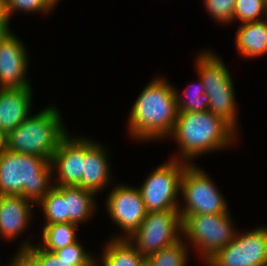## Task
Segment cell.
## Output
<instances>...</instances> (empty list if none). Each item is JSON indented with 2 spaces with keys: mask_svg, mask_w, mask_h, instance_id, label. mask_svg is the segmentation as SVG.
<instances>
[{
  "mask_svg": "<svg viewBox=\"0 0 267 266\" xmlns=\"http://www.w3.org/2000/svg\"><path fill=\"white\" fill-rule=\"evenodd\" d=\"M131 109L127 127L132 138L151 141L168 137L179 112L173 85L164 77L153 79Z\"/></svg>",
  "mask_w": 267,
  "mask_h": 266,
  "instance_id": "1",
  "label": "cell"
},
{
  "mask_svg": "<svg viewBox=\"0 0 267 266\" xmlns=\"http://www.w3.org/2000/svg\"><path fill=\"white\" fill-rule=\"evenodd\" d=\"M236 130L224 119L209 110L203 112H178L172 133L180 148L176 160L189 164L207 152L220 150L235 142Z\"/></svg>",
  "mask_w": 267,
  "mask_h": 266,
  "instance_id": "2",
  "label": "cell"
},
{
  "mask_svg": "<svg viewBox=\"0 0 267 266\" xmlns=\"http://www.w3.org/2000/svg\"><path fill=\"white\" fill-rule=\"evenodd\" d=\"M53 172L46 158L4 148L0 154V195H20L37 204L54 187L50 183Z\"/></svg>",
  "mask_w": 267,
  "mask_h": 266,
  "instance_id": "3",
  "label": "cell"
},
{
  "mask_svg": "<svg viewBox=\"0 0 267 266\" xmlns=\"http://www.w3.org/2000/svg\"><path fill=\"white\" fill-rule=\"evenodd\" d=\"M68 134L62 123L60 111L49 106L41 112L29 115L5 139V148L10 152L37 155L49 161Z\"/></svg>",
  "mask_w": 267,
  "mask_h": 266,
  "instance_id": "4",
  "label": "cell"
},
{
  "mask_svg": "<svg viewBox=\"0 0 267 266\" xmlns=\"http://www.w3.org/2000/svg\"><path fill=\"white\" fill-rule=\"evenodd\" d=\"M195 61L199 78L209 98L208 110L227 121L238 132L235 91L225 63L211 51H203Z\"/></svg>",
  "mask_w": 267,
  "mask_h": 266,
  "instance_id": "5",
  "label": "cell"
},
{
  "mask_svg": "<svg viewBox=\"0 0 267 266\" xmlns=\"http://www.w3.org/2000/svg\"><path fill=\"white\" fill-rule=\"evenodd\" d=\"M230 212L219 214L180 215L182 235L198 248L206 262L217 251L228 245L236 236Z\"/></svg>",
  "mask_w": 267,
  "mask_h": 266,
  "instance_id": "6",
  "label": "cell"
},
{
  "mask_svg": "<svg viewBox=\"0 0 267 266\" xmlns=\"http://www.w3.org/2000/svg\"><path fill=\"white\" fill-rule=\"evenodd\" d=\"M180 192L185 201L183 207H178L180 215H213L229 212L225 198L213 180L204 170L192 163L185 166Z\"/></svg>",
  "mask_w": 267,
  "mask_h": 266,
  "instance_id": "7",
  "label": "cell"
},
{
  "mask_svg": "<svg viewBox=\"0 0 267 266\" xmlns=\"http://www.w3.org/2000/svg\"><path fill=\"white\" fill-rule=\"evenodd\" d=\"M182 236L178 209L147 212L140 227L127 239L145 258L177 243Z\"/></svg>",
  "mask_w": 267,
  "mask_h": 266,
  "instance_id": "8",
  "label": "cell"
},
{
  "mask_svg": "<svg viewBox=\"0 0 267 266\" xmlns=\"http://www.w3.org/2000/svg\"><path fill=\"white\" fill-rule=\"evenodd\" d=\"M187 162L170 159L158 166L138 190L147 212L179 209L180 183Z\"/></svg>",
  "mask_w": 267,
  "mask_h": 266,
  "instance_id": "9",
  "label": "cell"
},
{
  "mask_svg": "<svg viewBox=\"0 0 267 266\" xmlns=\"http://www.w3.org/2000/svg\"><path fill=\"white\" fill-rule=\"evenodd\" d=\"M235 238L204 264L207 266H267V228L257 227Z\"/></svg>",
  "mask_w": 267,
  "mask_h": 266,
  "instance_id": "10",
  "label": "cell"
},
{
  "mask_svg": "<svg viewBox=\"0 0 267 266\" xmlns=\"http://www.w3.org/2000/svg\"><path fill=\"white\" fill-rule=\"evenodd\" d=\"M105 204L110 218L126 233L114 239H128L140 227L147 214L137 186L116 185L110 190Z\"/></svg>",
  "mask_w": 267,
  "mask_h": 266,
  "instance_id": "11",
  "label": "cell"
},
{
  "mask_svg": "<svg viewBox=\"0 0 267 266\" xmlns=\"http://www.w3.org/2000/svg\"><path fill=\"white\" fill-rule=\"evenodd\" d=\"M26 241L13 256L22 266H96L97 261L78 241L50 252Z\"/></svg>",
  "mask_w": 267,
  "mask_h": 266,
  "instance_id": "12",
  "label": "cell"
},
{
  "mask_svg": "<svg viewBox=\"0 0 267 266\" xmlns=\"http://www.w3.org/2000/svg\"><path fill=\"white\" fill-rule=\"evenodd\" d=\"M26 46L14 32H7L0 40V88L32 87L25 76L28 65Z\"/></svg>",
  "mask_w": 267,
  "mask_h": 266,
  "instance_id": "13",
  "label": "cell"
},
{
  "mask_svg": "<svg viewBox=\"0 0 267 266\" xmlns=\"http://www.w3.org/2000/svg\"><path fill=\"white\" fill-rule=\"evenodd\" d=\"M80 137V138H79ZM72 138L67 134L59 143L52 160L53 171H57L54 186H77L83 175L85 137Z\"/></svg>",
  "mask_w": 267,
  "mask_h": 266,
  "instance_id": "14",
  "label": "cell"
},
{
  "mask_svg": "<svg viewBox=\"0 0 267 266\" xmlns=\"http://www.w3.org/2000/svg\"><path fill=\"white\" fill-rule=\"evenodd\" d=\"M32 88H0V134L5 138L31 113Z\"/></svg>",
  "mask_w": 267,
  "mask_h": 266,
  "instance_id": "15",
  "label": "cell"
},
{
  "mask_svg": "<svg viewBox=\"0 0 267 266\" xmlns=\"http://www.w3.org/2000/svg\"><path fill=\"white\" fill-rule=\"evenodd\" d=\"M106 149L85 137V158L83 159V175L77 185L98 194L111 180L110 163Z\"/></svg>",
  "mask_w": 267,
  "mask_h": 266,
  "instance_id": "16",
  "label": "cell"
},
{
  "mask_svg": "<svg viewBox=\"0 0 267 266\" xmlns=\"http://www.w3.org/2000/svg\"><path fill=\"white\" fill-rule=\"evenodd\" d=\"M32 201L20 195H0V236L13 240L31 221Z\"/></svg>",
  "mask_w": 267,
  "mask_h": 266,
  "instance_id": "17",
  "label": "cell"
},
{
  "mask_svg": "<svg viewBox=\"0 0 267 266\" xmlns=\"http://www.w3.org/2000/svg\"><path fill=\"white\" fill-rule=\"evenodd\" d=\"M236 49L244 57H260L267 53V18L244 23L235 35Z\"/></svg>",
  "mask_w": 267,
  "mask_h": 266,
  "instance_id": "18",
  "label": "cell"
},
{
  "mask_svg": "<svg viewBox=\"0 0 267 266\" xmlns=\"http://www.w3.org/2000/svg\"><path fill=\"white\" fill-rule=\"evenodd\" d=\"M93 191L78 186H65L66 223L79 224L88 220L96 210Z\"/></svg>",
  "mask_w": 267,
  "mask_h": 266,
  "instance_id": "19",
  "label": "cell"
},
{
  "mask_svg": "<svg viewBox=\"0 0 267 266\" xmlns=\"http://www.w3.org/2000/svg\"><path fill=\"white\" fill-rule=\"evenodd\" d=\"M101 266H143L146 258L127 239H114L105 244Z\"/></svg>",
  "mask_w": 267,
  "mask_h": 266,
  "instance_id": "20",
  "label": "cell"
},
{
  "mask_svg": "<svg viewBox=\"0 0 267 266\" xmlns=\"http://www.w3.org/2000/svg\"><path fill=\"white\" fill-rule=\"evenodd\" d=\"M42 231L40 246L50 252H55L77 241L76 229L78 225L72 222L45 224Z\"/></svg>",
  "mask_w": 267,
  "mask_h": 266,
  "instance_id": "21",
  "label": "cell"
},
{
  "mask_svg": "<svg viewBox=\"0 0 267 266\" xmlns=\"http://www.w3.org/2000/svg\"><path fill=\"white\" fill-rule=\"evenodd\" d=\"M37 204L45 224L66 223L65 186H54Z\"/></svg>",
  "mask_w": 267,
  "mask_h": 266,
  "instance_id": "22",
  "label": "cell"
},
{
  "mask_svg": "<svg viewBox=\"0 0 267 266\" xmlns=\"http://www.w3.org/2000/svg\"><path fill=\"white\" fill-rule=\"evenodd\" d=\"M198 84L191 85L193 87L184 90L185 94H179L174 88L175 98L179 112H203L209 109V98L205 93V86L201 78ZM182 98V99H181Z\"/></svg>",
  "mask_w": 267,
  "mask_h": 266,
  "instance_id": "23",
  "label": "cell"
},
{
  "mask_svg": "<svg viewBox=\"0 0 267 266\" xmlns=\"http://www.w3.org/2000/svg\"><path fill=\"white\" fill-rule=\"evenodd\" d=\"M185 238H181L177 243L165 247L158 252L146 257L148 266H186L189 249L184 243Z\"/></svg>",
  "mask_w": 267,
  "mask_h": 266,
  "instance_id": "24",
  "label": "cell"
},
{
  "mask_svg": "<svg viewBox=\"0 0 267 266\" xmlns=\"http://www.w3.org/2000/svg\"><path fill=\"white\" fill-rule=\"evenodd\" d=\"M263 15L267 18V0H236L234 20L244 24L259 21Z\"/></svg>",
  "mask_w": 267,
  "mask_h": 266,
  "instance_id": "25",
  "label": "cell"
},
{
  "mask_svg": "<svg viewBox=\"0 0 267 266\" xmlns=\"http://www.w3.org/2000/svg\"><path fill=\"white\" fill-rule=\"evenodd\" d=\"M9 16L16 11L49 13L55 8L51 0H5Z\"/></svg>",
  "mask_w": 267,
  "mask_h": 266,
  "instance_id": "26",
  "label": "cell"
},
{
  "mask_svg": "<svg viewBox=\"0 0 267 266\" xmlns=\"http://www.w3.org/2000/svg\"><path fill=\"white\" fill-rule=\"evenodd\" d=\"M235 2L236 0H204L207 11L222 24L234 21Z\"/></svg>",
  "mask_w": 267,
  "mask_h": 266,
  "instance_id": "27",
  "label": "cell"
},
{
  "mask_svg": "<svg viewBox=\"0 0 267 266\" xmlns=\"http://www.w3.org/2000/svg\"><path fill=\"white\" fill-rule=\"evenodd\" d=\"M10 16L7 10V4L5 0H0V27H9Z\"/></svg>",
  "mask_w": 267,
  "mask_h": 266,
  "instance_id": "28",
  "label": "cell"
},
{
  "mask_svg": "<svg viewBox=\"0 0 267 266\" xmlns=\"http://www.w3.org/2000/svg\"><path fill=\"white\" fill-rule=\"evenodd\" d=\"M10 28L9 27H0V40L4 37V35L7 32H10Z\"/></svg>",
  "mask_w": 267,
  "mask_h": 266,
  "instance_id": "29",
  "label": "cell"
},
{
  "mask_svg": "<svg viewBox=\"0 0 267 266\" xmlns=\"http://www.w3.org/2000/svg\"><path fill=\"white\" fill-rule=\"evenodd\" d=\"M5 148V139L4 137L0 134V154L2 150Z\"/></svg>",
  "mask_w": 267,
  "mask_h": 266,
  "instance_id": "30",
  "label": "cell"
},
{
  "mask_svg": "<svg viewBox=\"0 0 267 266\" xmlns=\"http://www.w3.org/2000/svg\"><path fill=\"white\" fill-rule=\"evenodd\" d=\"M9 266H22L14 257L11 259Z\"/></svg>",
  "mask_w": 267,
  "mask_h": 266,
  "instance_id": "31",
  "label": "cell"
},
{
  "mask_svg": "<svg viewBox=\"0 0 267 266\" xmlns=\"http://www.w3.org/2000/svg\"><path fill=\"white\" fill-rule=\"evenodd\" d=\"M55 5L60 1V0H51Z\"/></svg>",
  "mask_w": 267,
  "mask_h": 266,
  "instance_id": "32",
  "label": "cell"
}]
</instances>
